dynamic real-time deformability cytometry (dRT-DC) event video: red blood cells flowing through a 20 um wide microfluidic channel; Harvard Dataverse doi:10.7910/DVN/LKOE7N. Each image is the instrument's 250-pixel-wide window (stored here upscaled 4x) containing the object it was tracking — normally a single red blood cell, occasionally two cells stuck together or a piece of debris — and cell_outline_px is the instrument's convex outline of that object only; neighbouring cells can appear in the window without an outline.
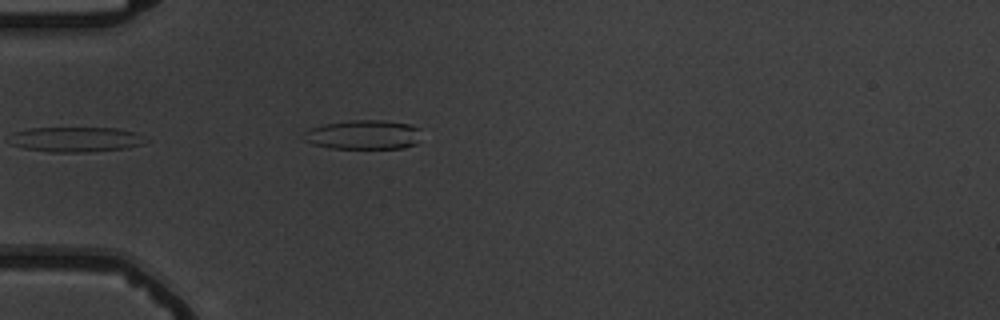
{"species": "common noctule bat (a hibernating species)", "species_latin": "Nyctalus noctula", "temperature_condition": "warm", "stored_images_in_passage": 2, "camera_frame_rate_fps": 3000, "um_per_image_px": 0.085, "animal": {"sex": "male", "body_mass_g": 19.5, "forearm_length_mm": 54.6}, "frame": {"image": 1, "passage_image": 2, "time_ms": 1.333, "image_size_px": [1000, 320], "cell_outline_px": [[420, 140], [416, 144], [404, 148], [332, 148], [312, 144], [304, 140], [304, 132], [308, 128], [324, 124], [352, 120], [380, 120], [412, 124], [420, 128]], "centroid_in_image_um": [30.92, 11.45], "position_along_channel_um": 54.1, "area_um2": 20.29}}